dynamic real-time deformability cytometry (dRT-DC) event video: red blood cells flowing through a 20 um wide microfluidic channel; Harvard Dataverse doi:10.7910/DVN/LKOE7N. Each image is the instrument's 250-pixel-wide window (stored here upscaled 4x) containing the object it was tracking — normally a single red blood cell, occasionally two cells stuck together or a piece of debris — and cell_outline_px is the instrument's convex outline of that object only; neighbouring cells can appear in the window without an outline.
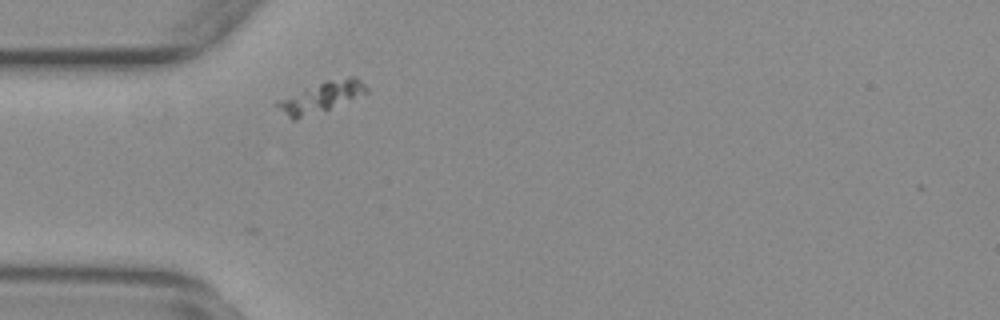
{"species": "common noctule bat (a hibernating species)", "species_latin": "Nyctalus noctula", "temperature_condition": "warm", "stored_images_in_passage": 7, "camera_frame_rate_fps": 3000, "um_per_image_px": 0.085, "animal": {"sex": "female", "body_mass_g": 29.2, "forearm_length_mm": 56.3}, "frame": {"image": 1, "passage_image": 3, "time_ms": 0.667, "image_size_px": [1000, 320], "cell_outline_px": [[368, 92], [328, 108], [296, 120], [292, 120], [276, 104], [276, 100], [324, 80], [348, 76], [352, 76], [360, 80], [368, 88]], "centroid_in_image_um": [27.29, 8.21], "position_along_channel_um": 57.7, "area_um2": 15.37}}